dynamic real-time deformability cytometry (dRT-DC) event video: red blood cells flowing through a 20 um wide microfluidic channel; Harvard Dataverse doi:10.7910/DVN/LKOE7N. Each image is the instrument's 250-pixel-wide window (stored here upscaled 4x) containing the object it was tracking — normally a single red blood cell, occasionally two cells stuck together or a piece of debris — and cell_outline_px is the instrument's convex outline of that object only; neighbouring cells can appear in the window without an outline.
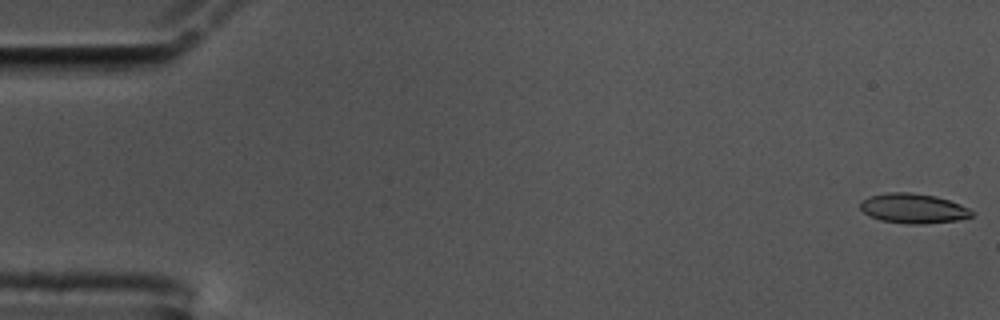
{"species": "common noctule bat (a hibernating species)", "species_latin": "Nyctalus noctula", "temperature_condition": "cold", "stored_images_in_passage": 56, "camera_frame_rate_fps": 3000, "um_per_image_px": 0.085, "animal": {"sex": "male", "body_mass_g": 17.5, "forearm_length_mm": 52.3}, "frame": {"image": 1, "passage_image": 1, "time_ms": 0.0, "image_size_px": [1000, 320], "cell_outline_px": [[976, 212], [972, 216], [956, 220], [924, 224], [908, 224], [880, 220], [864, 212], [860, 208], [860, 200], [868, 196], [888, 192], [908, 192], [936, 196], [960, 204]], "centroid_in_image_um": [77.62, 17.71], "position_along_channel_um": 7.4, "area_um2": 19.36}}
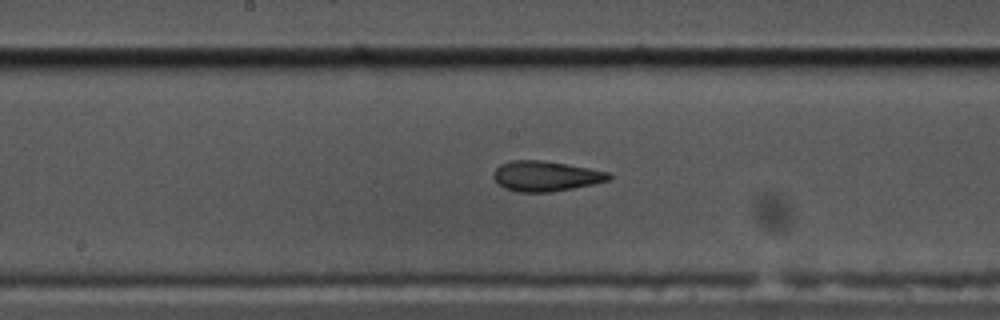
{"frame": {"image": 2, "passage_image": 30, "time_ms": 9.667, "image_size_px": [1000, 320], "cell_outline_px": [[612, 176], [608, 180], [592, 184], [552, 192], [516, 192], [504, 188], [492, 176], [492, 172], [500, 164], [512, 160], [540, 160], [568, 164], [608, 172]], "centroid_in_image_um": [46.34, 14.97], "position_along_channel_um": 201.9, "area_um2": 20.23}}
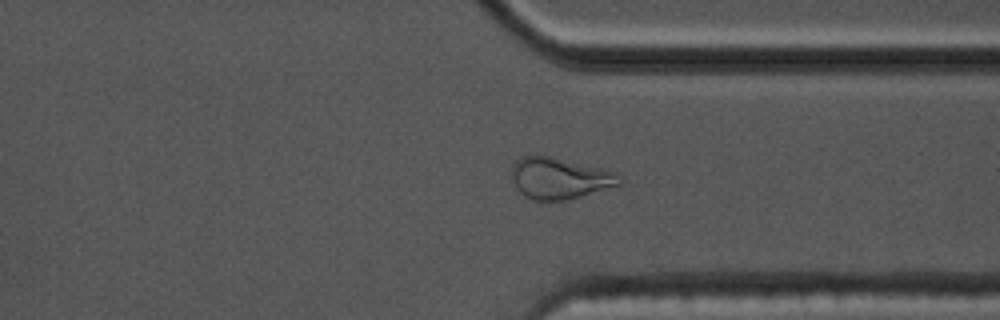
{"frame": {"image": 3, "passage_image": 44, "time_ms": 14.333, "image_size_px": [1000, 320], "cell_outline_px": [[620, 184], [580, 196], [564, 200], [532, 200], [524, 196], [520, 192], [512, 176], [512, 168], [516, 160], [520, 156], [548, 156], [600, 168], [616, 172]], "centroid_in_image_um": [47.51, 15.15], "position_along_channel_um": 363.9, "area_um2": 25.2}}